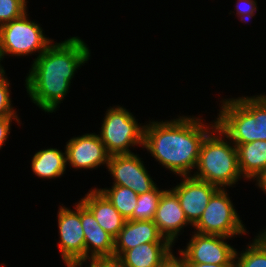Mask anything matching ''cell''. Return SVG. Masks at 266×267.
I'll use <instances>...</instances> for the list:
<instances>
[{"label":"cell","instance_id":"cell-1","mask_svg":"<svg viewBox=\"0 0 266 267\" xmlns=\"http://www.w3.org/2000/svg\"><path fill=\"white\" fill-rule=\"evenodd\" d=\"M90 56L89 48L78 36L51 43L35 58L26 76L25 87L32 102L47 113L55 112L68 93L76 69Z\"/></svg>","mask_w":266,"mask_h":267},{"label":"cell","instance_id":"cell-2","mask_svg":"<svg viewBox=\"0 0 266 267\" xmlns=\"http://www.w3.org/2000/svg\"><path fill=\"white\" fill-rule=\"evenodd\" d=\"M201 120L180 116L165 122L149 121L144 125L143 148L174 174L191 176L204 138L216 127V121L207 126Z\"/></svg>","mask_w":266,"mask_h":267},{"label":"cell","instance_id":"cell-3","mask_svg":"<svg viewBox=\"0 0 266 267\" xmlns=\"http://www.w3.org/2000/svg\"><path fill=\"white\" fill-rule=\"evenodd\" d=\"M216 127L233 144L266 140V95L224 99Z\"/></svg>","mask_w":266,"mask_h":267},{"label":"cell","instance_id":"cell-4","mask_svg":"<svg viewBox=\"0 0 266 267\" xmlns=\"http://www.w3.org/2000/svg\"><path fill=\"white\" fill-rule=\"evenodd\" d=\"M221 136L224 137L223 133L215 127L204 138L196 166L197 171L192 176L219 188L232 187L242 178L237 148Z\"/></svg>","mask_w":266,"mask_h":267},{"label":"cell","instance_id":"cell-5","mask_svg":"<svg viewBox=\"0 0 266 267\" xmlns=\"http://www.w3.org/2000/svg\"><path fill=\"white\" fill-rule=\"evenodd\" d=\"M105 114L99 137L110 156L130 154L131 146L143 147L144 125L138 124L132 113L117 106L109 108Z\"/></svg>","mask_w":266,"mask_h":267},{"label":"cell","instance_id":"cell-6","mask_svg":"<svg viewBox=\"0 0 266 267\" xmlns=\"http://www.w3.org/2000/svg\"><path fill=\"white\" fill-rule=\"evenodd\" d=\"M225 188H219L211 197L199 221L193 226L197 233L221 235L228 238L246 234Z\"/></svg>","mask_w":266,"mask_h":267},{"label":"cell","instance_id":"cell-7","mask_svg":"<svg viewBox=\"0 0 266 267\" xmlns=\"http://www.w3.org/2000/svg\"><path fill=\"white\" fill-rule=\"evenodd\" d=\"M28 12L20 18L0 26V39L4 56H26L38 52L43 53L53 42L43 34L39 24L30 21Z\"/></svg>","mask_w":266,"mask_h":267},{"label":"cell","instance_id":"cell-8","mask_svg":"<svg viewBox=\"0 0 266 267\" xmlns=\"http://www.w3.org/2000/svg\"><path fill=\"white\" fill-rule=\"evenodd\" d=\"M221 235L194 232L187 247L179 254L185 263L234 264L236 249Z\"/></svg>","mask_w":266,"mask_h":267},{"label":"cell","instance_id":"cell-9","mask_svg":"<svg viewBox=\"0 0 266 267\" xmlns=\"http://www.w3.org/2000/svg\"><path fill=\"white\" fill-rule=\"evenodd\" d=\"M107 169L114 179L113 185L127 187L138 195L152 191L157 186L137 154L109 156Z\"/></svg>","mask_w":266,"mask_h":267},{"label":"cell","instance_id":"cell-10","mask_svg":"<svg viewBox=\"0 0 266 267\" xmlns=\"http://www.w3.org/2000/svg\"><path fill=\"white\" fill-rule=\"evenodd\" d=\"M75 210L60 206L58 228L60 242L58 248L63 260L85 259V238L81 224V201L76 203Z\"/></svg>","mask_w":266,"mask_h":267},{"label":"cell","instance_id":"cell-11","mask_svg":"<svg viewBox=\"0 0 266 267\" xmlns=\"http://www.w3.org/2000/svg\"><path fill=\"white\" fill-rule=\"evenodd\" d=\"M183 181L171 190L177 195L185 217L191 226L201 218L212 195L219 187L191 176H182Z\"/></svg>","mask_w":266,"mask_h":267},{"label":"cell","instance_id":"cell-12","mask_svg":"<svg viewBox=\"0 0 266 267\" xmlns=\"http://www.w3.org/2000/svg\"><path fill=\"white\" fill-rule=\"evenodd\" d=\"M66 163L72 168L95 169L102 164L108 166L109 154L107 153L99 134L87 133L71 138L66 143Z\"/></svg>","mask_w":266,"mask_h":267},{"label":"cell","instance_id":"cell-13","mask_svg":"<svg viewBox=\"0 0 266 267\" xmlns=\"http://www.w3.org/2000/svg\"><path fill=\"white\" fill-rule=\"evenodd\" d=\"M160 234L172 245L178 233L190 223L185 217L177 195L171 190H164L158 203V208L153 219Z\"/></svg>","mask_w":266,"mask_h":267},{"label":"cell","instance_id":"cell-14","mask_svg":"<svg viewBox=\"0 0 266 267\" xmlns=\"http://www.w3.org/2000/svg\"><path fill=\"white\" fill-rule=\"evenodd\" d=\"M148 242H169L159 232L154 221L126 220L124 227L114 238V256L120 257L126 250Z\"/></svg>","mask_w":266,"mask_h":267},{"label":"cell","instance_id":"cell-15","mask_svg":"<svg viewBox=\"0 0 266 267\" xmlns=\"http://www.w3.org/2000/svg\"><path fill=\"white\" fill-rule=\"evenodd\" d=\"M81 224L85 238V259L89 256L90 258L114 256V237L98 224L94 215L82 202Z\"/></svg>","mask_w":266,"mask_h":267},{"label":"cell","instance_id":"cell-16","mask_svg":"<svg viewBox=\"0 0 266 267\" xmlns=\"http://www.w3.org/2000/svg\"><path fill=\"white\" fill-rule=\"evenodd\" d=\"M94 215L98 224L114 238L124 227L126 219L97 188H93L80 200Z\"/></svg>","mask_w":266,"mask_h":267},{"label":"cell","instance_id":"cell-17","mask_svg":"<svg viewBox=\"0 0 266 267\" xmlns=\"http://www.w3.org/2000/svg\"><path fill=\"white\" fill-rule=\"evenodd\" d=\"M171 251L170 242H148L126 250L119 259L124 267H161Z\"/></svg>","mask_w":266,"mask_h":267},{"label":"cell","instance_id":"cell-18","mask_svg":"<svg viewBox=\"0 0 266 267\" xmlns=\"http://www.w3.org/2000/svg\"><path fill=\"white\" fill-rule=\"evenodd\" d=\"M238 153L239 170L245 179H255L266 166V140L234 144Z\"/></svg>","mask_w":266,"mask_h":267},{"label":"cell","instance_id":"cell-19","mask_svg":"<svg viewBox=\"0 0 266 267\" xmlns=\"http://www.w3.org/2000/svg\"><path fill=\"white\" fill-rule=\"evenodd\" d=\"M66 152L57 148L42 149L34 154L31 160V168L34 175L41 178H57L65 174Z\"/></svg>","mask_w":266,"mask_h":267},{"label":"cell","instance_id":"cell-20","mask_svg":"<svg viewBox=\"0 0 266 267\" xmlns=\"http://www.w3.org/2000/svg\"><path fill=\"white\" fill-rule=\"evenodd\" d=\"M99 190L126 220L132 217L134 207L138 201V194L136 192L119 185H112L109 189L100 188Z\"/></svg>","mask_w":266,"mask_h":267},{"label":"cell","instance_id":"cell-21","mask_svg":"<svg viewBox=\"0 0 266 267\" xmlns=\"http://www.w3.org/2000/svg\"><path fill=\"white\" fill-rule=\"evenodd\" d=\"M234 260V267H266V237L256 236L245 251L235 252Z\"/></svg>","mask_w":266,"mask_h":267},{"label":"cell","instance_id":"cell-22","mask_svg":"<svg viewBox=\"0 0 266 267\" xmlns=\"http://www.w3.org/2000/svg\"><path fill=\"white\" fill-rule=\"evenodd\" d=\"M164 190L155 187L152 191L138 195L137 205L134 207L132 221H153L161 194Z\"/></svg>","mask_w":266,"mask_h":267},{"label":"cell","instance_id":"cell-23","mask_svg":"<svg viewBox=\"0 0 266 267\" xmlns=\"http://www.w3.org/2000/svg\"><path fill=\"white\" fill-rule=\"evenodd\" d=\"M27 2L26 0H0V26L26 13Z\"/></svg>","mask_w":266,"mask_h":267},{"label":"cell","instance_id":"cell-24","mask_svg":"<svg viewBox=\"0 0 266 267\" xmlns=\"http://www.w3.org/2000/svg\"><path fill=\"white\" fill-rule=\"evenodd\" d=\"M7 79L5 72L0 73V117L18 115L11 105L10 82Z\"/></svg>","mask_w":266,"mask_h":267},{"label":"cell","instance_id":"cell-25","mask_svg":"<svg viewBox=\"0 0 266 267\" xmlns=\"http://www.w3.org/2000/svg\"><path fill=\"white\" fill-rule=\"evenodd\" d=\"M256 0H237V5H236V11H237V16L241 17L240 20L241 21H245L247 22L249 21V19H251L257 10V4H256ZM241 3V5H240Z\"/></svg>","mask_w":266,"mask_h":267},{"label":"cell","instance_id":"cell-26","mask_svg":"<svg viewBox=\"0 0 266 267\" xmlns=\"http://www.w3.org/2000/svg\"><path fill=\"white\" fill-rule=\"evenodd\" d=\"M91 260L88 267H124L121 260L116 257H92L84 259V262Z\"/></svg>","mask_w":266,"mask_h":267},{"label":"cell","instance_id":"cell-27","mask_svg":"<svg viewBox=\"0 0 266 267\" xmlns=\"http://www.w3.org/2000/svg\"><path fill=\"white\" fill-rule=\"evenodd\" d=\"M12 120L17 121L19 124V118L18 116H3L0 117V148H2L3 144H5L8 135H10V130H11V122Z\"/></svg>","mask_w":266,"mask_h":267},{"label":"cell","instance_id":"cell-28","mask_svg":"<svg viewBox=\"0 0 266 267\" xmlns=\"http://www.w3.org/2000/svg\"><path fill=\"white\" fill-rule=\"evenodd\" d=\"M161 267H186V265L181 256L178 258L171 253L170 256L162 263Z\"/></svg>","mask_w":266,"mask_h":267},{"label":"cell","instance_id":"cell-29","mask_svg":"<svg viewBox=\"0 0 266 267\" xmlns=\"http://www.w3.org/2000/svg\"><path fill=\"white\" fill-rule=\"evenodd\" d=\"M186 267H234V264L185 263Z\"/></svg>","mask_w":266,"mask_h":267},{"label":"cell","instance_id":"cell-30","mask_svg":"<svg viewBox=\"0 0 266 267\" xmlns=\"http://www.w3.org/2000/svg\"><path fill=\"white\" fill-rule=\"evenodd\" d=\"M257 181V186L266 193V166L264 170L255 179Z\"/></svg>","mask_w":266,"mask_h":267},{"label":"cell","instance_id":"cell-31","mask_svg":"<svg viewBox=\"0 0 266 267\" xmlns=\"http://www.w3.org/2000/svg\"><path fill=\"white\" fill-rule=\"evenodd\" d=\"M67 267H83L84 259L63 260Z\"/></svg>","mask_w":266,"mask_h":267},{"label":"cell","instance_id":"cell-32","mask_svg":"<svg viewBox=\"0 0 266 267\" xmlns=\"http://www.w3.org/2000/svg\"><path fill=\"white\" fill-rule=\"evenodd\" d=\"M4 58V54H3V50H2V44H1V39H0V62L1 60H3ZM4 67L0 64V73H4Z\"/></svg>","mask_w":266,"mask_h":267}]
</instances>
